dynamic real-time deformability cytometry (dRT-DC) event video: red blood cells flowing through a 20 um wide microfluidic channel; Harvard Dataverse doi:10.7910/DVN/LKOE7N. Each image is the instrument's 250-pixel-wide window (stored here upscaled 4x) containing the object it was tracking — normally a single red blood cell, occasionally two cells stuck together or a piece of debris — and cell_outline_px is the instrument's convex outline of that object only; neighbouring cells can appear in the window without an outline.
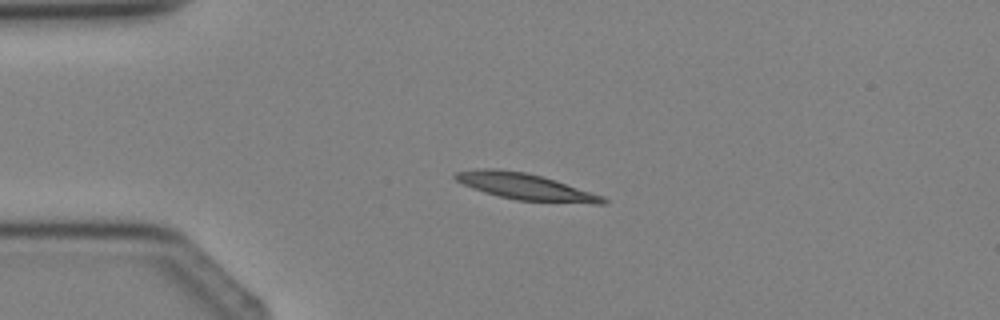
{"species": "Egyptian fruit bat (a non-hibernating species)", "species_latin": "Rousettus aegyptiacus", "temperature_condition": "cold", "stored_images_in_passage": 3, "camera_frame_rate_fps": 3000, "um_per_image_px": 0.085, "animal": {"sex": "female"}, "frame": {"image": 1, "passage_image": 2, "time_ms": 2.0, "image_size_px": [1000, 320], "cell_outline_px": [[608, 200], [604, 204], [592, 204], [520, 200], [500, 196], [484, 192], [472, 188], [456, 180], [452, 176], [456, 172], [476, 168], [500, 168], [524, 172], [556, 180], [604, 196]], "centroid_in_image_um": [44.67, 15.85], "position_along_channel_um": 40.3, "area_um2": 22.72}}